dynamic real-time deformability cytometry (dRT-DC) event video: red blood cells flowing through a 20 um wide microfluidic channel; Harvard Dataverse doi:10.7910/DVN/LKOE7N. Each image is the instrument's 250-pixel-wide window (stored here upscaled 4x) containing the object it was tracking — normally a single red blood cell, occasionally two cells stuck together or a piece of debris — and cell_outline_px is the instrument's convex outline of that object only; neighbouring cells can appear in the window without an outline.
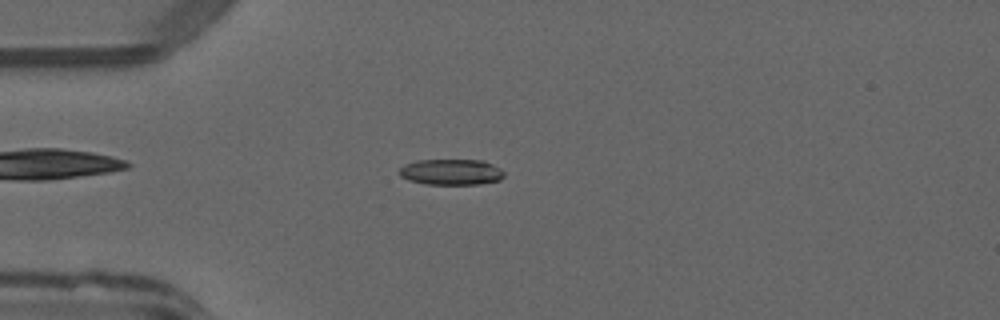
{"species": "common noctule bat (a hibernating species)", "species_latin": "Nyctalus noctula", "temperature_condition": "warm", "stored_images_in_passage": 38, "camera_frame_rate_fps": 3000, "um_per_image_px": 0.085, "animal": {"sex": "male", "forearm_length_mm": 52.5}, "frame": {"image": 1, "passage_image": 1, "time_ms": 0.0, "image_size_px": [1000, 320], "cell_outline_px": [[504, 176], [500, 180], [480, 184], [428, 184], [408, 180], [400, 176], [396, 172], [404, 164], [416, 160], [484, 160], [500, 168], [504, 172]], "centroid_in_image_um": [38.33, 14.61], "position_along_channel_um": 46.7, "area_um2": 15.95}}
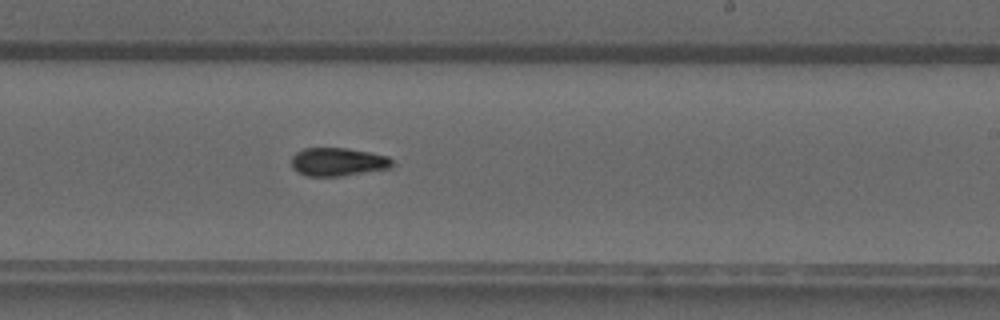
{"frame": {"image": 2, "passage_image": 18, "time_ms": 5.667, "image_size_px": [1000, 320], "cell_outline_px": [[392, 168], [340, 176], [308, 176], [292, 168], [292, 156], [296, 152], [304, 148], [344, 148], [368, 152], [388, 156], [392, 160]], "centroid_in_image_um": [28.72, 13.76], "position_along_channel_um": 260.3, "area_um2": 16.47}}
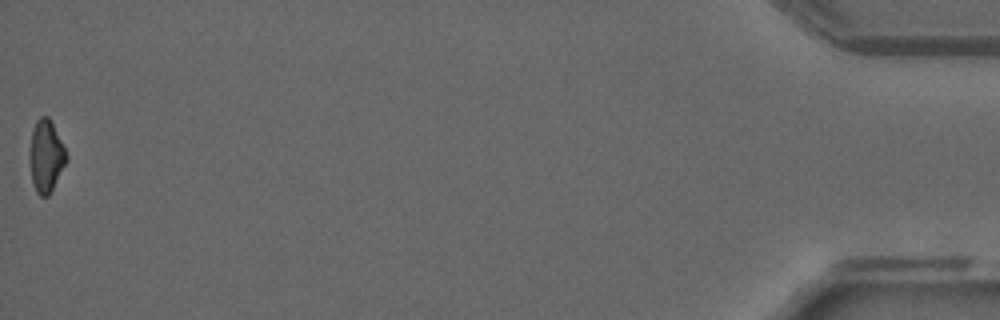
{"frame": {"image": 3, "passage_image": 38, "time_ms": 12.333, "image_size_px": [1000, 320], "cell_outline_px": [[68, 160], [48, 196], [40, 196], [36, 192], [32, 180], [32, 128], [36, 120], [40, 116], [48, 116], [68, 156]], "centroid_in_image_um": [3.95, 13.27], "position_along_channel_um": 431.3, "area_um2": 14.68}, "authors_computed_cell_mechanics": {"area_um2": 16.2129, "velocity_mm_per_s": 4.0864, "shape_relaxation_time_tau1_ms": 2.6898, "shape_relaxation_time_tau2_ms": 7.1898, "deformation_change_tau1": 0.1498, "deformation_change_tau2": 0.1571}}